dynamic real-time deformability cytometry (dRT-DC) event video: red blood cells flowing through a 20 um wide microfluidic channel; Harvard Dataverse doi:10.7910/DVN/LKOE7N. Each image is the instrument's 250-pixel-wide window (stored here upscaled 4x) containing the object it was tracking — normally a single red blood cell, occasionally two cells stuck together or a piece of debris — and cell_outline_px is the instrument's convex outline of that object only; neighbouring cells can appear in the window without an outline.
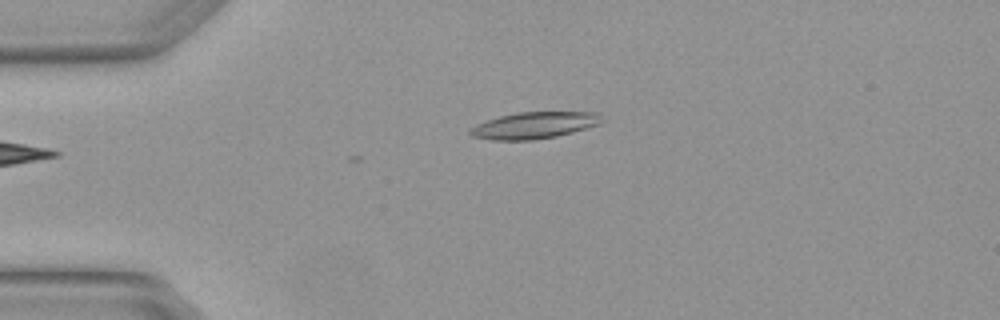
{"species": "Egyptian fruit bat (a non-hibernating species)", "species_latin": "Rousettus aegyptiacus", "temperature_condition": "warm", "stored_images_in_passage": 2, "camera_frame_rate_fps": 3000, "um_per_image_px": 0.085, "animal": {"sex": "female"}, "frame": {"image": 1, "passage_image": 2, "time_ms": 0.333, "image_size_px": [1000, 320], "cell_outline_px": [[608, 120], [600, 124], [572, 132], [556, 136], [532, 140], [492, 140], [472, 136], [468, 132], [468, 128], [476, 124], [500, 116], [516, 112], [600, 112]], "centroid_in_image_um": [45.46, 10.64], "position_along_channel_um": 39.5, "area_um2": 20.69}}